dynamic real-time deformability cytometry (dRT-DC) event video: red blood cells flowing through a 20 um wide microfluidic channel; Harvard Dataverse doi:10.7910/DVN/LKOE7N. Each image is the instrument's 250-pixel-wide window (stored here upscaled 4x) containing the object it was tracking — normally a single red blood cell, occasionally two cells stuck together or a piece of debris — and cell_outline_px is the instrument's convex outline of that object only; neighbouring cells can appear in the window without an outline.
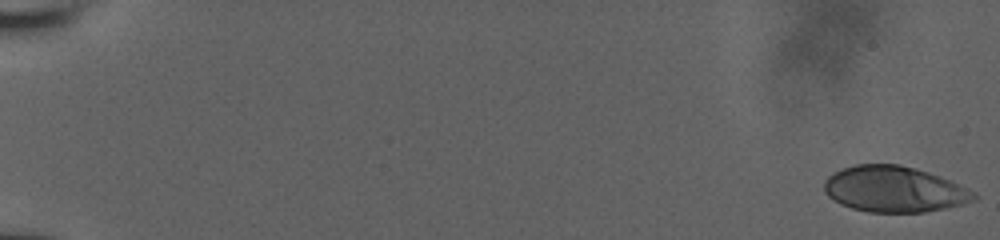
{"species": "human", "species_latin": "Homo sapiens", "temperature_condition": "room temperature", "stored_images_in_passage": 19, "camera_frame_rate_fps": 3000, "um_per_image_px": 0.085, "donor": {"sex": "male"}, "frame": {"image": 1, "passage_image": 1, "time_ms": 0.0, "image_size_px": [1000, 240], "cell_outline_px": [[980, 196], [976, 200], [964, 204], [924, 212], [868, 212], [852, 208], [840, 204], [828, 196], [824, 192], [824, 180], [832, 172], [856, 164], [900, 164], [916, 168], [940, 176], [968, 188], [976, 192]], "centroid_in_image_um": [76.02, 16.08], "position_along_channel_um": 9.0, "area_um2": 40.34}}